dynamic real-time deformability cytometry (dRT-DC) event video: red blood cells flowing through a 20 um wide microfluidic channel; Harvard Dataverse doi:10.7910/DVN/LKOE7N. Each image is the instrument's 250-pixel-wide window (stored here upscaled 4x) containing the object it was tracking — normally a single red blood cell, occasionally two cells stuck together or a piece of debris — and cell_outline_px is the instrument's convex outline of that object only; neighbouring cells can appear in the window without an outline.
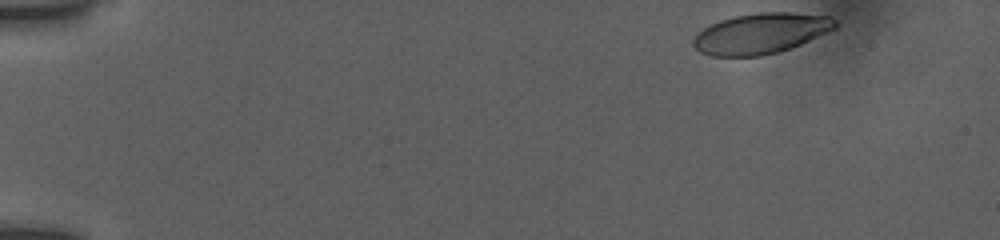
{"species": "human", "species_latin": "Homo sapiens", "temperature_condition": "room temperature", "stored_images_in_passage": 21, "camera_frame_rate_fps": 3000, "um_per_image_px": 0.085, "donor": {"sex": "female"}, "frame": {"image": 1, "passage_image": 1, "time_ms": 0.0, "image_size_px": [1000, 240], "cell_outline_px": [[840, 24], [836, 28], [800, 44], [776, 52], [760, 56], [712, 56], [700, 52], [692, 44], [692, 40], [696, 32], [720, 20], [736, 16], [756, 12], [792, 12], [832, 16]], "centroid_in_image_um": [64.68, 2.83], "position_along_channel_um": 20.3, "area_um2": 33.58}}
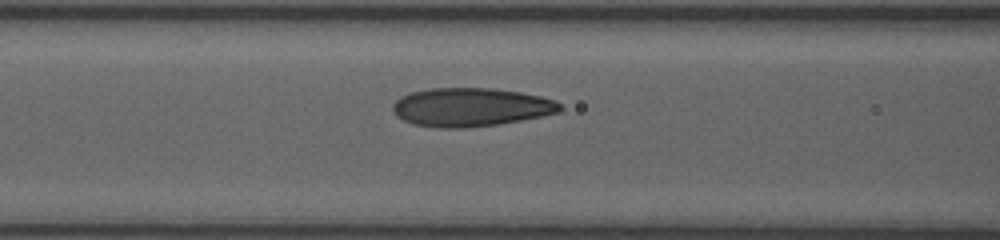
{"frame": {"image": 2, "passage_image": 15, "time_ms": 6.0, "image_size_px": [1000, 240], "cell_outline_px": [[564, 108], [560, 112], [500, 124], [468, 128], [436, 128], [412, 124], [396, 116], [392, 108], [392, 104], [400, 96], [412, 92], [428, 88], [492, 88], [520, 92], [540, 96], [552, 100], [560, 104]], "centroid_in_image_um": [39.98, 9.11], "position_along_channel_um": 126.6, "area_um2": 37.74}}
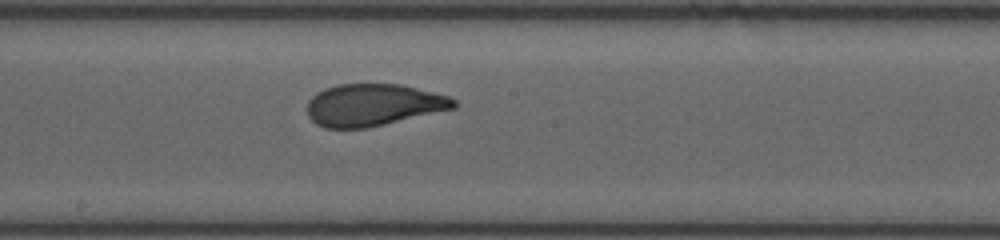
{"frame": {"image": 3, "passage_image": 21, "time_ms": 8.333, "image_size_px": [1000, 240], "cell_outline_px": [[460, 104], [456, 108], [384, 124], [364, 128], [324, 128], [316, 124], [308, 116], [308, 100], [316, 92], [324, 88], [336, 84], [400, 84], [448, 96], [456, 100]], "centroid_in_image_um": [31.72, 8.91], "position_along_channel_um": 216.5, "area_um2": 35.95}}